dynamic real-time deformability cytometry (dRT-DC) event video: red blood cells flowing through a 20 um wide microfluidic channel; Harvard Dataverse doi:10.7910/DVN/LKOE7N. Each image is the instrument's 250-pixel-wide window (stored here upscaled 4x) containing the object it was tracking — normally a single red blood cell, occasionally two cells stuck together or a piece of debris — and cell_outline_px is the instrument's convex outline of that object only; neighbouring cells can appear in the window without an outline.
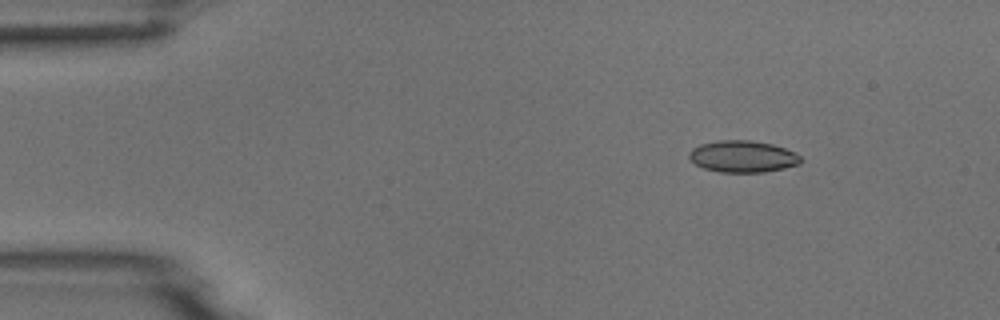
{"species": "common noctule bat (a hibernating species)", "species_latin": "Nyctalus noctula", "temperature_condition": "room temperature", "stored_images_in_passage": 4, "camera_frame_rate_fps": 3000, "um_per_image_px": 0.085, "animal": {"sex": "male", "body_mass_g": 18.8}, "frame": {"image": 1, "passage_image": 1, "time_ms": 0.0, "image_size_px": [1000, 320], "cell_outline_px": [[800, 164], [784, 168], [764, 172], [720, 172], [704, 168], [696, 164], [688, 156], [688, 152], [692, 148], [700, 144], [720, 140], [752, 140], [772, 144], [784, 148], [800, 156]], "centroid_in_image_um": [63.11, 13.3], "position_along_channel_um": 21.9, "area_um2": 20.52}}
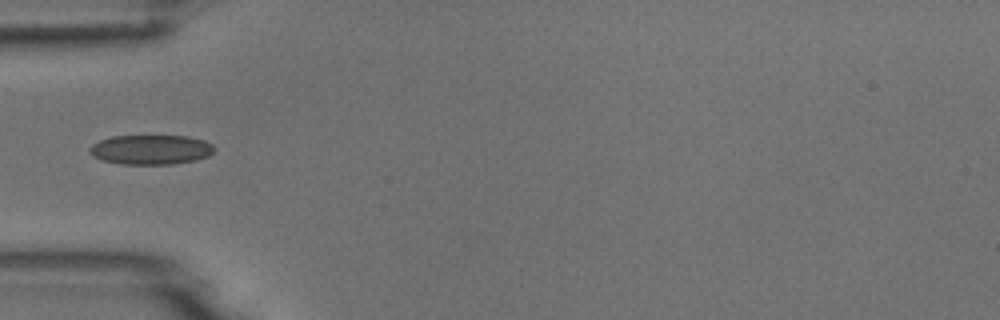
{"frame": {"image": 2, "passage_image": 4, "time_ms": 3.333, "image_size_px": [1000, 320], "cell_outline_px": [[216, 148], [208, 156], [196, 160], [172, 164], [120, 164], [104, 160], [88, 152], [88, 148], [92, 144], [100, 140], [112, 136], [188, 136], [204, 140], [212, 144]], "centroid_in_image_um": [12.84, 12.71], "position_along_channel_um": 72.2, "area_um2": 21.5}}